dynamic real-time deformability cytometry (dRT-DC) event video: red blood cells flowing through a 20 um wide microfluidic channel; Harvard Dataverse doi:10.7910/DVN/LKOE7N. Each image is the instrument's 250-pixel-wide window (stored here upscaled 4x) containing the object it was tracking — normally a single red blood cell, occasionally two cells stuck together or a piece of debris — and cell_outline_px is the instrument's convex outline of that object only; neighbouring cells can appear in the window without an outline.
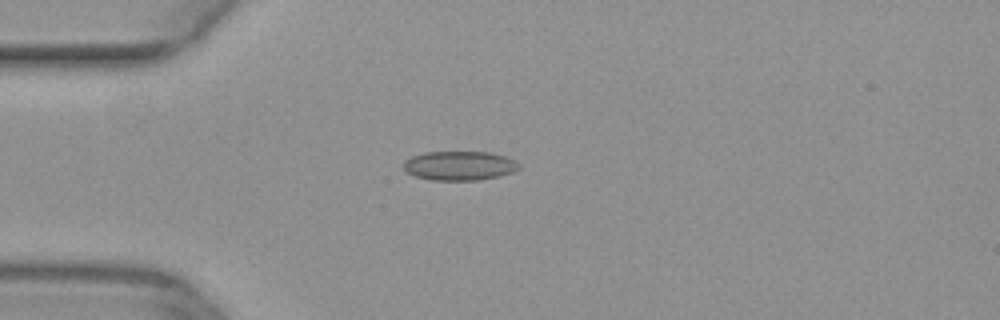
{"species": "common noctule bat (a hibernating species)", "species_latin": "Nyctalus noctula", "temperature_condition": "warm", "stored_images_in_passage": 38, "camera_frame_rate_fps": 3000, "um_per_image_px": 0.085, "animal": {"sex": "female", "body_mass_g": 29.2, "forearm_length_mm": 56.3}, "frame": {"image": 1, "passage_image": 1, "time_ms": 0.0, "image_size_px": [1000, 320], "cell_outline_px": [[520, 168], [512, 172], [500, 176], [476, 180], [432, 180], [416, 176], [408, 172], [404, 168], [404, 160], [412, 156], [424, 152], [488, 152], [504, 156], [520, 164]], "centroid_in_image_um": [39.05, 14.08], "position_along_channel_um": 46.0, "area_um2": 19.48}}
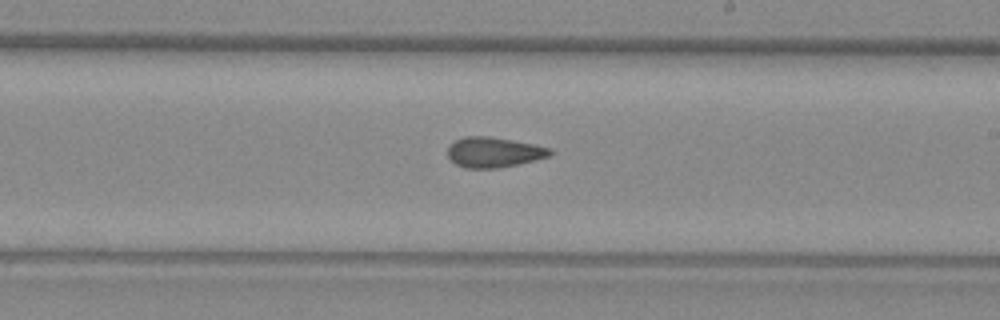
{"frame": {"image": 2, "passage_image": 17, "time_ms": 5.333, "image_size_px": [1000, 320], "cell_outline_px": [[552, 156], [516, 164], [496, 168], [464, 168], [456, 164], [448, 156], [448, 148], [456, 140], [464, 136], [488, 136], [512, 140], [552, 148]], "centroid_in_image_um": [41.99, 12.94], "position_along_channel_um": 247.0, "area_um2": 17.86}}
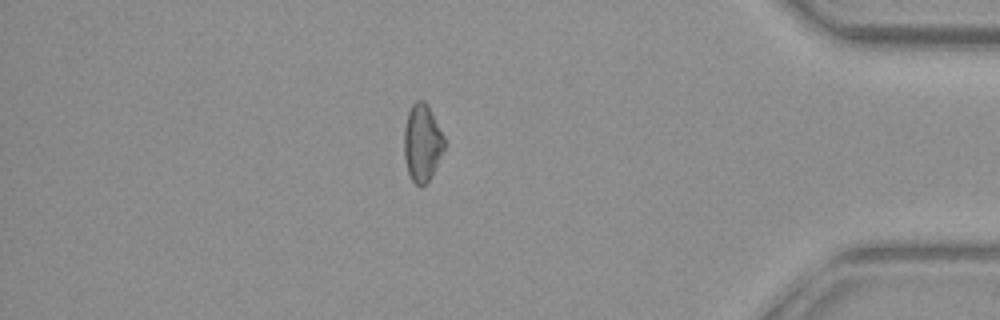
{"frame": {"image": 3, "passage_image": 31, "time_ms": 10.0, "image_size_px": [1000, 320], "cell_outline_px": [[444, 148], [432, 176], [420, 188], [412, 180], [408, 172], [404, 156], [404, 128], [408, 112], [412, 104], [416, 100], [424, 100], [428, 104], [444, 136]], "centroid_in_image_um": [35.88, 12.12], "position_along_channel_um": 399.3, "area_um2": 18.15}}